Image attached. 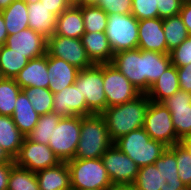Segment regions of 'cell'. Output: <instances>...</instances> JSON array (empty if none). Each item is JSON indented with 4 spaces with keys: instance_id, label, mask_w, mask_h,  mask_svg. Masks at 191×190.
<instances>
[{
    "instance_id": "cell-1",
    "label": "cell",
    "mask_w": 191,
    "mask_h": 190,
    "mask_svg": "<svg viewBox=\"0 0 191 190\" xmlns=\"http://www.w3.org/2000/svg\"><path fill=\"white\" fill-rule=\"evenodd\" d=\"M150 105L146 93H141L135 99L126 103L107 107L101 115L113 142L131 131L143 127L144 119Z\"/></svg>"
},
{
    "instance_id": "cell-2",
    "label": "cell",
    "mask_w": 191,
    "mask_h": 190,
    "mask_svg": "<svg viewBox=\"0 0 191 190\" xmlns=\"http://www.w3.org/2000/svg\"><path fill=\"white\" fill-rule=\"evenodd\" d=\"M101 114L81 117L80 140L74 159H96L113 144Z\"/></svg>"
},
{
    "instance_id": "cell-3",
    "label": "cell",
    "mask_w": 191,
    "mask_h": 190,
    "mask_svg": "<svg viewBox=\"0 0 191 190\" xmlns=\"http://www.w3.org/2000/svg\"><path fill=\"white\" fill-rule=\"evenodd\" d=\"M114 143L138 167L154 164L167 149L163 143L151 139L143 127L120 137Z\"/></svg>"
},
{
    "instance_id": "cell-4",
    "label": "cell",
    "mask_w": 191,
    "mask_h": 190,
    "mask_svg": "<svg viewBox=\"0 0 191 190\" xmlns=\"http://www.w3.org/2000/svg\"><path fill=\"white\" fill-rule=\"evenodd\" d=\"M72 189L106 190L112 185L101 158L67 161Z\"/></svg>"
},
{
    "instance_id": "cell-5",
    "label": "cell",
    "mask_w": 191,
    "mask_h": 190,
    "mask_svg": "<svg viewBox=\"0 0 191 190\" xmlns=\"http://www.w3.org/2000/svg\"><path fill=\"white\" fill-rule=\"evenodd\" d=\"M74 84L85 96L88 115L101 114L107 108L103 83V64H93L79 70Z\"/></svg>"
},
{
    "instance_id": "cell-6",
    "label": "cell",
    "mask_w": 191,
    "mask_h": 190,
    "mask_svg": "<svg viewBox=\"0 0 191 190\" xmlns=\"http://www.w3.org/2000/svg\"><path fill=\"white\" fill-rule=\"evenodd\" d=\"M105 34L114 54L138 47V20L132 14L108 15Z\"/></svg>"
},
{
    "instance_id": "cell-7",
    "label": "cell",
    "mask_w": 191,
    "mask_h": 190,
    "mask_svg": "<svg viewBox=\"0 0 191 190\" xmlns=\"http://www.w3.org/2000/svg\"><path fill=\"white\" fill-rule=\"evenodd\" d=\"M80 131L81 116L61 117L48 144L60 161L67 162L74 159Z\"/></svg>"
},
{
    "instance_id": "cell-8",
    "label": "cell",
    "mask_w": 191,
    "mask_h": 190,
    "mask_svg": "<svg viewBox=\"0 0 191 190\" xmlns=\"http://www.w3.org/2000/svg\"><path fill=\"white\" fill-rule=\"evenodd\" d=\"M143 128L151 139L161 142L167 147L180 143L173 127L171 112L163 103L150 100Z\"/></svg>"
},
{
    "instance_id": "cell-9",
    "label": "cell",
    "mask_w": 191,
    "mask_h": 190,
    "mask_svg": "<svg viewBox=\"0 0 191 190\" xmlns=\"http://www.w3.org/2000/svg\"><path fill=\"white\" fill-rule=\"evenodd\" d=\"M103 83L107 107L126 103L141 94V92L111 63L103 64Z\"/></svg>"
},
{
    "instance_id": "cell-10",
    "label": "cell",
    "mask_w": 191,
    "mask_h": 190,
    "mask_svg": "<svg viewBox=\"0 0 191 190\" xmlns=\"http://www.w3.org/2000/svg\"><path fill=\"white\" fill-rule=\"evenodd\" d=\"M46 54L65 60L79 70L93 65L81 39L54 34L47 38Z\"/></svg>"
},
{
    "instance_id": "cell-11",
    "label": "cell",
    "mask_w": 191,
    "mask_h": 190,
    "mask_svg": "<svg viewBox=\"0 0 191 190\" xmlns=\"http://www.w3.org/2000/svg\"><path fill=\"white\" fill-rule=\"evenodd\" d=\"M112 184H133L139 168L136 163L113 143L101 156Z\"/></svg>"
},
{
    "instance_id": "cell-12",
    "label": "cell",
    "mask_w": 191,
    "mask_h": 190,
    "mask_svg": "<svg viewBox=\"0 0 191 190\" xmlns=\"http://www.w3.org/2000/svg\"><path fill=\"white\" fill-rule=\"evenodd\" d=\"M60 162L59 158L48 145L32 142L27 137H24L20 151L14 159V163L17 166L35 173L55 166Z\"/></svg>"
},
{
    "instance_id": "cell-13",
    "label": "cell",
    "mask_w": 191,
    "mask_h": 190,
    "mask_svg": "<svg viewBox=\"0 0 191 190\" xmlns=\"http://www.w3.org/2000/svg\"><path fill=\"white\" fill-rule=\"evenodd\" d=\"M113 64L141 93H145V50L139 48L114 54Z\"/></svg>"
},
{
    "instance_id": "cell-14",
    "label": "cell",
    "mask_w": 191,
    "mask_h": 190,
    "mask_svg": "<svg viewBox=\"0 0 191 190\" xmlns=\"http://www.w3.org/2000/svg\"><path fill=\"white\" fill-rule=\"evenodd\" d=\"M162 103L171 112L176 135L180 139L191 136V93L179 89Z\"/></svg>"
},
{
    "instance_id": "cell-15",
    "label": "cell",
    "mask_w": 191,
    "mask_h": 190,
    "mask_svg": "<svg viewBox=\"0 0 191 190\" xmlns=\"http://www.w3.org/2000/svg\"><path fill=\"white\" fill-rule=\"evenodd\" d=\"M5 45L30 60L46 54L47 38L28 28L9 35Z\"/></svg>"
},
{
    "instance_id": "cell-16",
    "label": "cell",
    "mask_w": 191,
    "mask_h": 190,
    "mask_svg": "<svg viewBox=\"0 0 191 190\" xmlns=\"http://www.w3.org/2000/svg\"><path fill=\"white\" fill-rule=\"evenodd\" d=\"M52 112L61 117L88 116L85 96L81 94L79 87L72 84L54 93Z\"/></svg>"
},
{
    "instance_id": "cell-17",
    "label": "cell",
    "mask_w": 191,
    "mask_h": 190,
    "mask_svg": "<svg viewBox=\"0 0 191 190\" xmlns=\"http://www.w3.org/2000/svg\"><path fill=\"white\" fill-rule=\"evenodd\" d=\"M140 50L167 54L163 19L156 17L138 21V47Z\"/></svg>"
},
{
    "instance_id": "cell-18",
    "label": "cell",
    "mask_w": 191,
    "mask_h": 190,
    "mask_svg": "<svg viewBox=\"0 0 191 190\" xmlns=\"http://www.w3.org/2000/svg\"><path fill=\"white\" fill-rule=\"evenodd\" d=\"M49 90L54 94L75 83L79 69L58 57L47 55Z\"/></svg>"
},
{
    "instance_id": "cell-19",
    "label": "cell",
    "mask_w": 191,
    "mask_h": 190,
    "mask_svg": "<svg viewBox=\"0 0 191 190\" xmlns=\"http://www.w3.org/2000/svg\"><path fill=\"white\" fill-rule=\"evenodd\" d=\"M14 79L21 89L27 87L49 88L47 54L30 59Z\"/></svg>"
},
{
    "instance_id": "cell-20",
    "label": "cell",
    "mask_w": 191,
    "mask_h": 190,
    "mask_svg": "<svg viewBox=\"0 0 191 190\" xmlns=\"http://www.w3.org/2000/svg\"><path fill=\"white\" fill-rule=\"evenodd\" d=\"M154 164L158 169V189L179 190L185 186L178 176L175 154L168 147Z\"/></svg>"
},
{
    "instance_id": "cell-21",
    "label": "cell",
    "mask_w": 191,
    "mask_h": 190,
    "mask_svg": "<svg viewBox=\"0 0 191 190\" xmlns=\"http://www.w3.org/2000/svg\"><path fill=\"white\" fill-rule=\"evenodd\" d=\"M29 28L42 34L45 38L54 35L57 15L50 12L41 2L27 3Z\"/></svg>"
},
{
    "instance_id": "cell-22",
    "label": "cell",
    "mask_w": 191,
    "mask_h": 190,
    "mask_svg": "<svg viewBox=\"0 0 191 190\" xmlns=\"http://www.w3.org/2000/svg\"><path fill=\"white\" fill-rule=\"evenodd\" d=\"M81 41L93 64L112 62L114 53L105 32H85Z\"/></svg>"
},
{
    "instance_id": "cell-23",
    "label": "cell",
    "mask_w": 191,
    "mask_h": 190,
    "mask_svg": "<svg viewBox=\"0 0 191 190\" xmlns=\"http://www.w3.org/2000/svg\"><path fill=\"white\" fill-rule=\"evenodd\" d=\"M39 190H72L67 162L36 172Z\"/></svg>"
},
{
    "instance_id": "cell-24",
    "label": "cell",
    "mask_w": 191,
    "mask_h": 190,
    "mask_svg": "<svg viewBox=\"0 0 191 190\" xmlns=\"http://www.w3.org/2000/svg\"><path fill=\"white\" fill-rule=\"evenodd\" d=\"M84 33L82 6H70L57 16L54 34L81 39Z\"/></svg>"
},
{
    "instance_id": "cell-25",
    "label": "cell",
    "mask_w": 191,
    "mask_h": 190,
    "mask_svg": "<svg viewBox=\"0 0 191 190\" xmlns=\"http://www.w3.org/2000/svg\"><path fill=\"white\" fill-rule=\"evenodd\" d=\"M180 89L177 69L170 65L161 76L150 86L146 95L157 103H162Z\"/></svg>"
},
{
    "instance_id": "cell-26",
    "label": "cell",
    "mask_w": 191,
    "mask_h": 190,
    "mask_svg": "<svg viewBox=\"0 0 191 190\" xmlns=\"http://www.w3.org/2000/svg\"><path fill=\"white\" fill-rule=\"evenodd\" d=\"M39 116L26 94L21 91L16 99L12 119L25 137L34 129Z\"/></svg>"
},
{
    "instance_id": "cell-27",
    "label": "cell",
    "mask_w": 191,
    "mask_h": 190,
    "mask_svg": "<svg viewBox=\"0 0 191 190\" xmlns=\"http://www.w3.org/2000/svg\"><path fill=\"white\" fill-rule=\"evenodd\" d=\"M24 137L14 123L12 116L0 115V146L13 160L20 151Z\"/></svg>"
},
{
    "instance_id": "cell-28",
    "label": "cell",
    "mask_w": 191,
    "mask_h": 190,
    "mask_svg": "<svg viewBox=\"0 0 191 190\" xmlns=\"http://www.w3.org/2000/svg\"><path fill=\"white\" fill-rule=\"evenodd\" d=\"M0 12L4 17L8 36L29 28L26 1L14 0L7 8Z\"/></svg>"
},
{
    "instance_id": "cell-29",
    "label": "cell",
    "mask_w": 191,
    "mask_h": 190,
    "mask_svg": "<svg viewBox=\"0 0 191 190\" xmlns=\"http://www.w3.org/2000/svg\"><path fill=\"white\" fill-rule=\"evenodd\" d=\"M171 64L169 54L145 51V93Z\"/></svg>"
},
{
    "instance_id": "cell-30",
    "label": "cell",
    "mask_w": 191,
    "mask_h": 190,
    "mask_svg": "<svg viewBox=\"0 0 191 190\" xmlns=\"http://www.w3.org/2000/svg\"><path fill=\"white\" fill-rule=\"evenodd\" d=\"M28 61L25 56L13 52L5 44L0 46V74L2 78L14 79Z\"/></svg>"
},
{
    "instance_id": "cell-31",
    "label": "cell",
    "mask_w": 191,
    "mask_h": 190,
    "mask_svg": "<svg viewBox=\"0 0 191 190\" xmlns=\"http://www.w3.org/2000/svg\"><path fill=\"white\" fill-rule=\"evenodd\" d=\"M163 30L167 42V54L178 47L189 36L180 15L163 19Z\"/></svg>"
},
{
    "instance_id": "cell-32",
    "label": "cell",
    "mask_w": 191,
    "mask_h": 190,
    "mask_svg": "<svg viewBox=\"0 0 191 190\" xmlns=\"http://www.w3.org/2000/svg\"><path fill=\"white\" fill-rule=\"evenodd\" d=\"M61 116L50 112L45 115L39 116L38 122L34 129L26 136L32 142L49 144L54 128L57 126Z\"/></svg>"
},
{
    "instance_id": "cell-33",
    "label": "cell",
    "mask_w": 191,
    "mask_h": 190,
    "mask_svg": "<svg viewBox=\"0 0 191 190\" xmlns=\"http://www.w3.org/2000/svg\"><path fill=\"white\" fill-rule=\"evenodd\" d=\"M7 190H39L36 173L14 164L10 170Z\"/></svg>"
},
{
    "instance_id": "cell-34",
    "label": "cell",
    "mask_w": 191,
    "mask_h": 190,
    "mask_svg": "<svg viewBox=\"0 0 191 190\" xmlns=\"http://www.w3.org/2000/svg\"><path fill=\"white\" fill-rule=\"evenodd\" d=\"M22 91L15 79L1 78L0 80V115L12 116L16 99Z\"/></svg>"
},
{
    "instance_id": "cell-35",
    "label": "cell",
    "mask_w": 191,
    "mask_h": 190,
    "mask_svg": "<svg viewBox=\"0 0 191 190\" xmlns=\"http://www.w3.org/2000/svg\"><path fill=\"white\" fill-rule=\"evenodd\" d=\"M22 91L40 116L52 112L53 93L48 88L27 87L23 88Z\"/></svg>"
},
{
    "instance_id": "cell-36",
    "label": "cell",
    "mask_w": 191,
    "mask_h": 190,
    "mask_svg": "<svg viewBox=\"0 0 191 190\" xmlns=\"http://www.w3.org/2000/svg\"><path fill=\"white\" fill-rule=\"evenodd\" d=\"M85 32H105L108 14L96 5L82 6Z\"/></svg>"
},
{
    "instance_id": "cell-37",
    "label": "cell",
    "mask_w": 191,
    "mask_h": 190,
    "mask_svg": "<svg viewBox=\"0 0 191 190\" xmlns=\"http://www.w3.org/2000/svg\"><path fill=\"white\" fill-rule=\"evenodd\" d=\"M176 157L178 176L185 186H191V155L181 144L168 147Z\"/></svg>"
},
{
    "instance_id": "cell-38",
    "label": "cell",
    "mask_w": 191,
    "mask_h": 190,
    "mask_svg": "<svg viewBox=\"0 0 191 190\" xmlns=\"http://www.w3.org/2000/svg\"><path fill=\"white\" fill-rule=\"evenodd\" d=\"M133 186L136 190H160L158 189V169L155 164L140 167Z\"/></svg>"
},
{
    "instance_id": "cell-39",
    "label": "cell",
    "mask_w": 191,
    "mask_h": 190,
    "mask_svg": "<svg viewBox=\"0 0 191 190\" xmlns=\"http://www.w3.org/2000/svg\"><path fill=\"white\" fill-rule=\"evenodd\" d=\"M131 14L138 21L159 17L157 0H132Z\"/></svg>"
},
{
    "instance_id": "cell-40",
    "label": "cell",
    "mask_w": 191,
    "mask_h": 190,
    "mask_svg": "<svg viewBox=\"0 0 191 190\" xmlns=\"http://www.w3.org/2000/svg\"><path fill=\"white\" fill-rule=\"evenodd\" d=\"M172 65L187 66L191 63V36H188L178 47L169 52Z\"/></svg>"
},
{
    "instance_id": "cell-41",
    "label": "cell",
    "mask_w": 191,
    "mask_h": 190,
    "mask_svg": "<svg viewBox=\"0 0 191 190\" xmlns=\"http://www.w3.org/2000/svg\"><path fill=\"white\" fill-rule=\"evenodd\" d=\"M96 6L110 14H131L132 0H98Z\"/></svg>"
},
{
    "instance_id": "cell-42",
    "label": "cell",
    "mask_w": 191,
    "mask_h": 190,
    "mask_svg": "<svg viewBox=\"0 0 191 190\" xmlns=\"http://www.w3.org/2000/svg\"><path fill=\"white\" fill-rule=\"evenodd\" d=\"M182 4L180 0H157L159 18L165 19L179 15Z\"/></svg>"
},
{
    "instance_id": "cell-43",
    "label": "cell",
    "mask_w": 191,
    "mask_h": 190,
    "mask_svg": "<svg viewBox=\"0 0 191 190\" xmlns=\"http://www.w3.org/2000/svg\"><path fill=\"white\" fill-rule=\"evenodd\" d=\"M180 90L191 93V63L187 66L176 67Z\"/></svg>"
},
{
    "instance_id": "cell-44",
    "label": "cell",
    "mask_w": 191,
    "mask_h": 190,
    "mask_svg": "<svg viewBox=\"0 0 191 190\" xmlns=\"http://www.w3.org/2000/svg\"><path fill=\"white\" fill-rule=\"evenodd\" d=\"M50 12L59 16L64 10L70 7L67 0H40Z\"/></svg>"
},
{
    "instance_id": "cell-45",
    "label": "cell",
    "mask_w": 191,
    "mask_h": 190,
    "mask_svg": "<svg viewBox=\"0 0 191 190\" xmlns=\"http://www.w3.org/2000/svg\"><path fill=\"white\" fill-rule=\"evenodd\" d=\"M179 15L187 28L189 36H191V1L182 4Z\"/></svg>"
},
{
    "instance_id": "cell-46",
    "label": "cell",
    "mask_w": 191,
    "mask_h": 190,
    "mask_svg": "<svg viewBox=\"0 0 191 190\" xmlns=\"http://www.w3.org/2000/svg\"><path fill=\"white\" fill-rule=\"evenodd\" d=\"M15 163L0 164V190L8 189L9 174Z\"/></svg>"
},
{
    "instance_id": "cell-47",
    "label": "cell",
    "mask_w": 191,
    "mask_h": 190,
    "mask_svg": "<svg viewBox=\"0 0 191 190\" xmlns=\"http://www.w3.org/2000/svg\"><path fill=\"white\" fill-rule=\"evenodd\" d=\"M7 37H8V33L4 23V17L2 13L0 12V46L6 43Z\"/></svg>"
},
{
    "instance_id": "cell-48",
    "label": "cell",
    "mask_w": 191,
    "mask_h": 190,
    "mask_svg": "<svg viewBox=\"0 0 191 190\" xmlns=\"http://www.w3.org/2000/svg\"><path fill=\"white\" fill-rule=\"evenodd\" d=\"M70 6L96 5L98 0H67Z\"/></svg>"
},
{
    "instance_id": "cell-49",
    "label": "cell",
    "mask_w": 191,
    "mask_h": 190,
    "mask_svg": "<svg viewBox=\"0 0 191 190\" xmlns=\"http://www.w3.org/2000/svg\"><path fill=\"white\" fill-rule=\"evenodd\" d=\"M14 163L12 157L0 146V164Z\"/></svg>"
},
{
    "instance_id": "cell-50",
    "label": "cell",
    "mask_w": 191,
    "mask_h": 190,
    "mask_svg": "<svg viewBox=\"0 0 191 190\" xmlns=\"http://www.w3.org/2000/svg\"><path fill=\"white\" fill-rule=\"evenodd\" d=\"M106 190H136L133 184H112Z\"/></svg>"
},
{
    "instance_id": "cell-51",
    "label": "cell",
    "mask_w": 191,
    "mask_h": 190,
    "mask_svg": "<svg viewBox=\"0 0 191 190\" xmlns=\"http://www.w3.org/2000/svg\"><path fill=\"white\" fill-rule=\"evenodd\" d=\"M180 143L189 151L191 155V136L184 137L180 140Z\"/></svg>"
},
{
    "instance_id": "cell-52",
    "label": "cell",
    "mask_w": 191,
    "mask_h": 190,
    "mask_svg": "<svg viewBox=\"0 0 191 190\" xmlns=\"http://www.w3.org/2000/svg\"><path fill=\"white\" fill-rule=\"evenodd\" d=\"M14 0H0V11L7 8Z\"/></svg>"
},
{
    "instance_id": "cell-53",
    "label": "cell",
    "mask_w": 191,
    "mask_h": 190,
    "mask_svg": "<svg viewBox=\"0 0 191 190\" xmlns=\"http://www.w3.org/2000/svg\"><path fill=\"white\" fill-rule=\"evenodd\" d=\"M26 1L27 3H34V2H39L40 0H24Z\"/></svg>"
},
{
    "instance_id": "cell-54",
    "label": "cell",
    "mask_w": 191,
    "mask_h": 190,
    "mask_svg": "<svg viewBox=\"0 0 191 190\" xmlns=\"http://www.w3.org/2000/svg\"><path fill=\"white\" fill-rule=\"evenodd\" d=\"M179 190H191V186H184L182 189Z\"/></svg>"
},
{
    "instance_id": "cell-55",
    "label": "cell",
    "mask_w": 191,
    "mask_h": 190,
    "mask_svg": "<svg viewBox=\"0 0 191 190\" xmlns=\"http://www.w3.org/2000/svg\"><path fill=\"white\" fill-rule=\"evenodd\" d=\"M72 190H96V189H72Z\"/></svg>"
},
{
    "instance_id": "cell-56",
    "label": "cell",
    "mask_w": 191,
    "mask_h": 190,
    "mask_svg": "<svg viewBox=\"0 0 191 190\" xmlns=\"http://www.w3.org/2000/svg\"><path fill=\"white\" fill-rule=\"evenodd\" d=\"M180 1L185 3V2H188V1H191V0H180Z\"/></svg>"
}]
</instances>
